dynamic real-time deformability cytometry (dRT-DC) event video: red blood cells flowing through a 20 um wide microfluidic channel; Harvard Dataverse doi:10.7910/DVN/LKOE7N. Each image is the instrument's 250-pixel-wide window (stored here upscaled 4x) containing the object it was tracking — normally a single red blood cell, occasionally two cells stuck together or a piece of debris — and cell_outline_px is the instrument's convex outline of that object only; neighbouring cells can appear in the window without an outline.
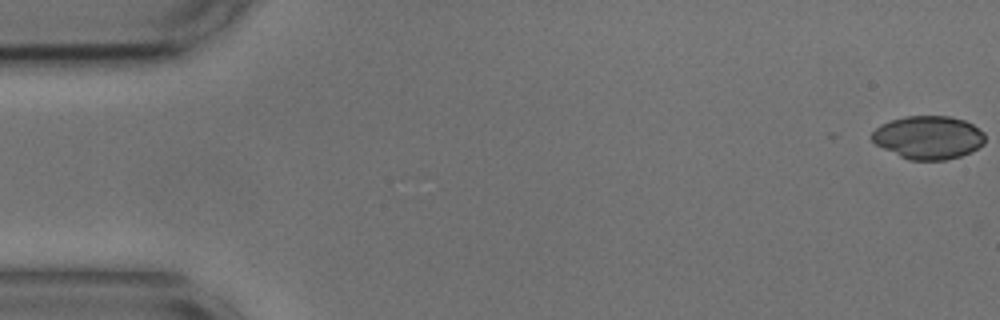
{"species": "common noctule bat (a hibernating species)", "species_latin": "Nyctalus noctula", "temperature_condition": "cold", "stored_images_in_passage": 44, "camera_frame_rate_fps": 3000, "um_per_image_px": 0.085, "animal": {"sex": "male", "body_mass_g": 17.9, "forearm_length_mm": 54.2}, "frame": {"image": 1, "passage_image": 1, "time_ms": 0.0, "image_size_px": [1000, 320], "cell_outline_px": [[984, 144], [960, 156], [944, 160], [908, 160], [876, 144], [872, 140], [872, 132], [880, 124], [904, 116], [948, 116], [964, 120], [972, 124], [984, 132]], "centroid_in_image_um": [78.9, 11.67], "position_along_channel_um": 6.1, "area_um2": 28.26}}
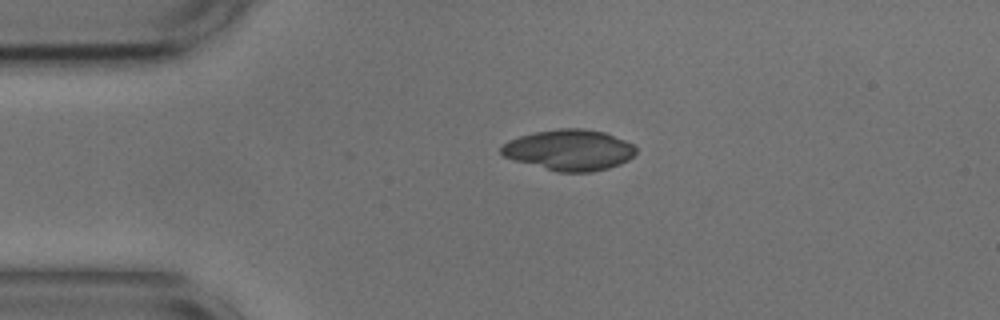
{"frame": {"image": 2, "passage_image": 12, "time_ms": 3.667, "image_size_px": [1000, 320], "cell_outline_px": [[636, 152], [628, 160], [620, 164], [608, 168], [592, 172], [556, 172], [512, 160], [504, 156], [500, 152], [500, 148], [508, 140], [520, 136], [536, 132], [556, 128], [584, 128], [604, 132], [624, 140], [632, 144], [636, 148]], "centroid_in_image_um": [48.37, 12.75], "position_along_channel_um": 36.6, "area_um2": 32.19}}
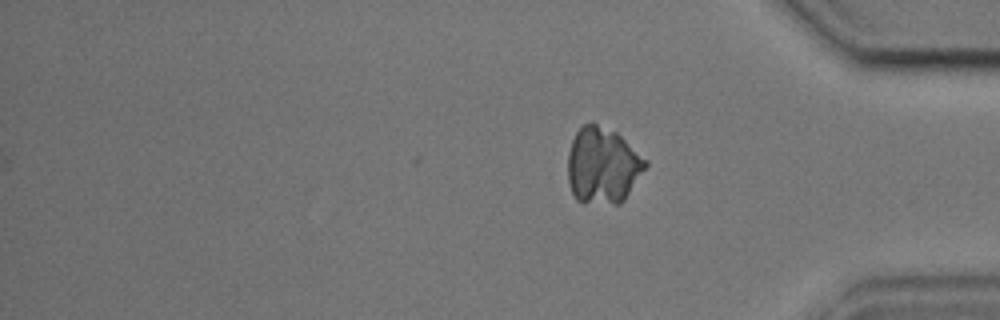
{"frame": {"image": 3, "passage_image": 44, "time_ms": 14.333, "image_size_px": [1000, 320], "cell_outline_px": [[648, 164], [624, 200], [620, 204], [612, 204], [576, 200], [572, 192], [568, 180], [568, 152], [572, 140], [576, 132], [584, 124], [592, 120], [616, 132], [648, 160]], "centroid_in_image_um": [51.23, 14.03], "position_along_channel_um": 384.0, "area_um2": 34.56}}